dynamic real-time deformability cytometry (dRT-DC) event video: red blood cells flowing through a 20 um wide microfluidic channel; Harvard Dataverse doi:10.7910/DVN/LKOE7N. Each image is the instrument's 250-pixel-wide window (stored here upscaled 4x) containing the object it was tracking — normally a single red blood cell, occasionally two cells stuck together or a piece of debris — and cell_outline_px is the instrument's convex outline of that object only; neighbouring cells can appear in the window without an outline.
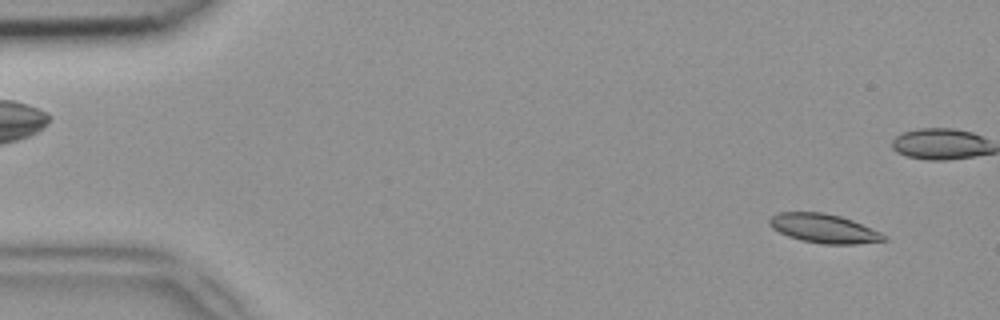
{"species": "common noctule bat (a hibernating species)", "species_latin": "Nyctalus noctula", "temperature_condition": "room temperature", "stored_images_in_passage": 49, "camera_frame_rate_fps": 3000, "um_per_image_px": 0.085, "animal": {"sex": "female", "body_mass_g": 18.4}, "frame": {"image": 1, "passage_image": 3, "time_ms": 0.667, "image_size_px": [1000, 320], "cell_outline_px": [[888, 240], [856, 244], [824, 244], [800, 240], [788, 236], [772, 228], [768, 224], [768, 220], [772, 216], [780, 212], [824, 212], [840, 216], [852, 220], [880, 232]], "centroid_in_image_um": [70.0, 19.42], "position_along_channel_um": 15.0, "area_um2": 19.25}}
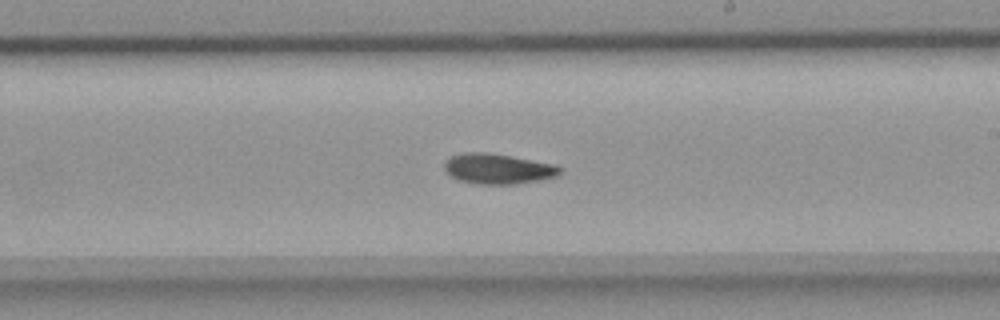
{"frame": {"image": 2, "passage_image": 28, "time_ms": 9.0, "image_size_px": [1000, 320], "cell_outline_px": [[560, 172], [556, 176], [536, 180], [512, 184], [476, 184], [460, 180], [452, 176], [444, 168], [444, 160], [448, 156], [464, 152], [484, 152], [556, 164], [560, 168]], "centroid_in_image_um": [42.26, 14.33], "position_along_channel_um": 246.7, "area_um2": 20.11}}
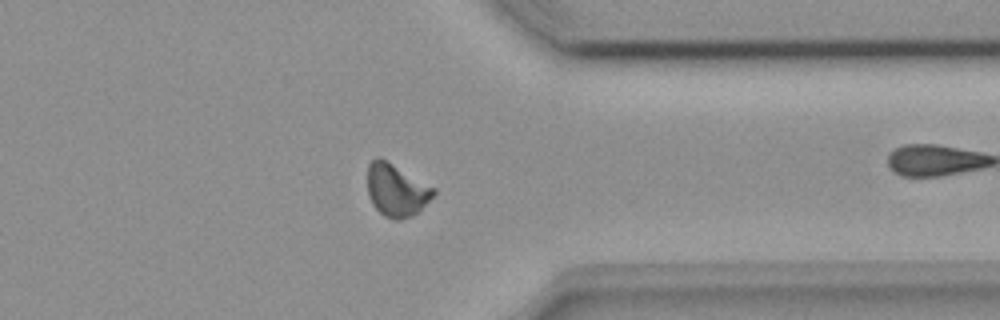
{"frame": {"image": 3, "passage_image": 38, "time_ms": 12.333, "image_size_px": [1000, 320], "cell_outline_px": [[436, 192], [420, 212], [412, 216], [400, 220], [392, 220], [384, 216], [372, 204], [368, 196], [368, 164], [376, 156], [380, 156], [436, 188]], "centroid_in_image_um": [33.7, 16.16], "position_along_channel_um": 377.7, "area_um2": 20.58}}